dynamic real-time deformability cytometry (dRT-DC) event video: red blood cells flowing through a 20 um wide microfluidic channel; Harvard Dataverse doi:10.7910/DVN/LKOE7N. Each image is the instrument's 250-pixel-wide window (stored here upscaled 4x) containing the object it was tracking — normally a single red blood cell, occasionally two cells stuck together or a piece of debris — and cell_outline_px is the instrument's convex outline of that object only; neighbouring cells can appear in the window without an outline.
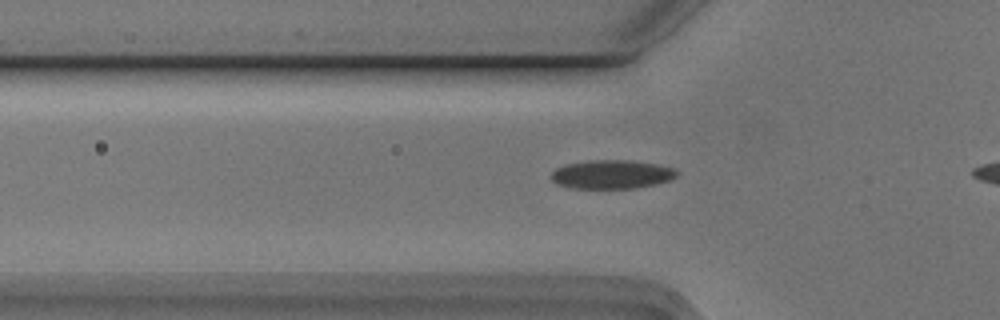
{"species": "Egyptian fruit bat (a non-hibernating species)", "species_latin": "Rousettus aegyptiacus", "temperature_condition": "cold", "stored_images_in_passage": 4, "camera_frame_rate_fps": 3000, "um_per_image_px": 0.085, "animal": {"sex": "male"}, "frame": {"image": 1, "passage_image": 4, "time_ms": 1.0, "image_size_px": [1000, 320], "cell_outline_px": [[680, 172], [672, 180], [656, 184], [636, 188], [568, 188], [556, 184], [552, 180], [552, 172], [556, 168], [564, 164], [588, 160], [632, 160], [656, 164], [676, 168]], "centroid_in_image_um": [52.02, 14.82], "position_along_channel_um": 73.8, "area_um2": 21.39}}